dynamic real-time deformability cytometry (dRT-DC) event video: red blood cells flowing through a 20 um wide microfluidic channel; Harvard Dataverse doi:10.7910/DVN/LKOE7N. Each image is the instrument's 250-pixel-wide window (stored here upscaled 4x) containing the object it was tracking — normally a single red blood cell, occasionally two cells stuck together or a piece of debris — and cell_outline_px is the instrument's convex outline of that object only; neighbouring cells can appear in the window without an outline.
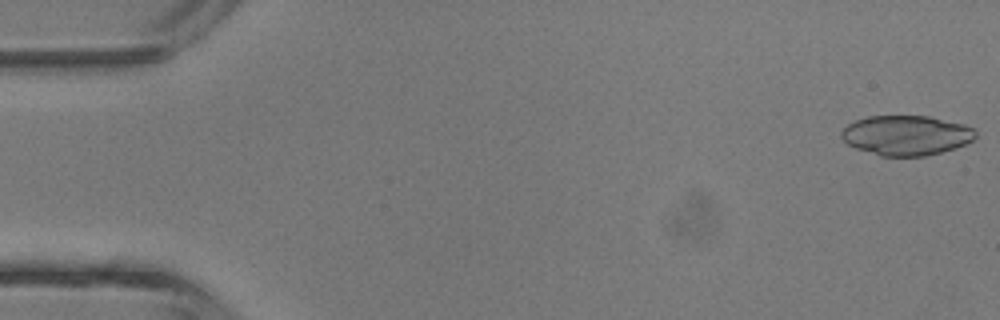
{"species": "common noctule bat (a hibernating species)", "species_latin": "Nyctalus noctula", "temperature_condition": "room temperature", "stored_images_in_passage": 7, "camera_frame_rate_fps": 3000, "um_per_image_px": 0.085, "animal": {"sex": "male", "body_mass_g": 13.3}, "frame": {"image": 1, "passage_image": 1, "time_ms": 0.0, "image_size_px": [1000, 320], "cell_outline_px": [[976, 136], [972, 140], [956, 148], [924, 156], [880, 156], [856, 148], [848, 144], [840, 136], [840, 132], [848, 124], [856, 120], [868, 116], [928, 116], [964, 124], [976, 128]], "centroid_in_image_um": [77.04, 11.5], "position_along_channel_um": 8.0, "area_um2": 31.15}}